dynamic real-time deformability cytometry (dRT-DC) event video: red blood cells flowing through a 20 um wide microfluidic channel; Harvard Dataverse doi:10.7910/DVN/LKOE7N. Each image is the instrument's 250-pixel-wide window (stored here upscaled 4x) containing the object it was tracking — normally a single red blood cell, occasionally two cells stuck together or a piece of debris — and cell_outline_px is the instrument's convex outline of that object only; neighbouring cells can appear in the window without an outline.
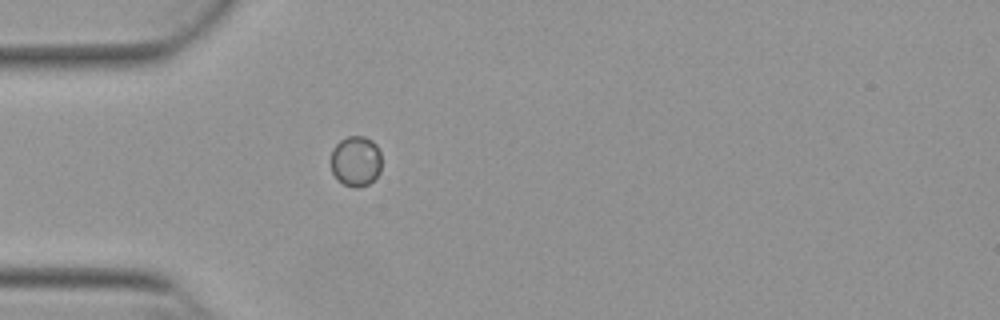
{"species": "Egyptian fruit bat (a non-hibernating species)", "species_latin": "Rousettus aegyptiacus", "temperature_condition": "warm", "stored_images_in_passage": 38, "camera_frame_rate_fps": 3000, "um_per_image_px": 0.085, "animal": {"sex": "female"}, "frame": {"image": 1, "passage_image": 1, "time_ms": 0.0, "image_size_px": [1000, 320], "cell_outline_px": [[380, 172], [368, 184], [356, 188], [344, 184], [332, 172], [332, 148], [340, 140], [348, 136], [364, 136], [372, 140], [376, 144], [380, 152]], "centroid_in_image_um": [30.25, 13.67], "position_along_channel_um": 54.7, "area_um2": 14.74}}
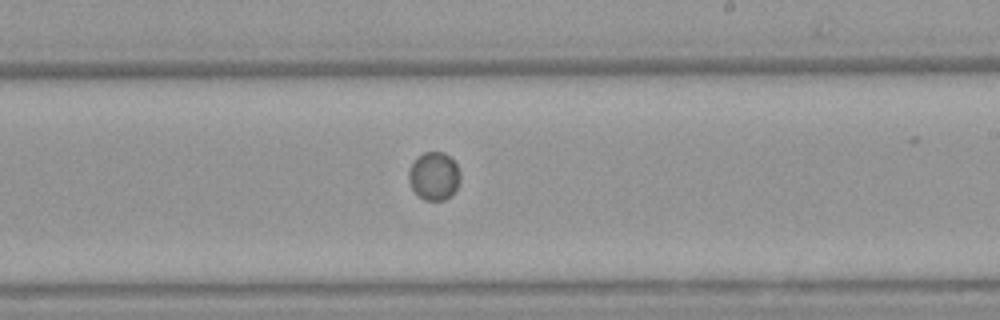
{"frame": {"image": 2, "passage_image": 17, "time_ms": 5.333, "image_size_px": [1000, 320], "cell_outline_px": [[460, 180], [456, 188], [444, 200], [424, 200], [412, 188], [408, 180], [408, 172], [416, 156], [424, 152], [444, 152], [456, 164], [460, 172]], "centroid_in_image_um": [36.87, 14.94], "position_along_channel_um": 252.1, "area_um2": 14.28}}
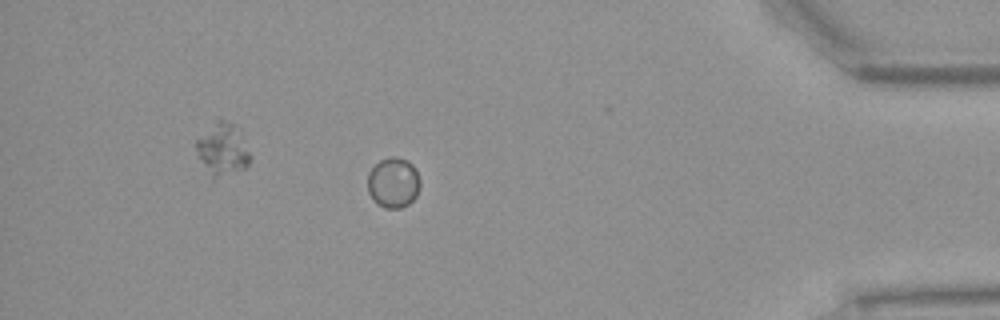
{"frame": {"image": 3, "passage_image": 32, "time_ms": 10.333, "image_size_px": [1000, 320], "cell_outline_px": [[420, 184], [416, 196], [408, 204], [400, 208], [384, 208], [368, 192], [368, 172], [380, 160], [388, 156], [396, 156], [408, 160], [416, 168], [420, 180]], "centroid_in_image_um": [33.45, 15.49], "position_along_channel_um": 401.7, "area_um2": 15.37}}